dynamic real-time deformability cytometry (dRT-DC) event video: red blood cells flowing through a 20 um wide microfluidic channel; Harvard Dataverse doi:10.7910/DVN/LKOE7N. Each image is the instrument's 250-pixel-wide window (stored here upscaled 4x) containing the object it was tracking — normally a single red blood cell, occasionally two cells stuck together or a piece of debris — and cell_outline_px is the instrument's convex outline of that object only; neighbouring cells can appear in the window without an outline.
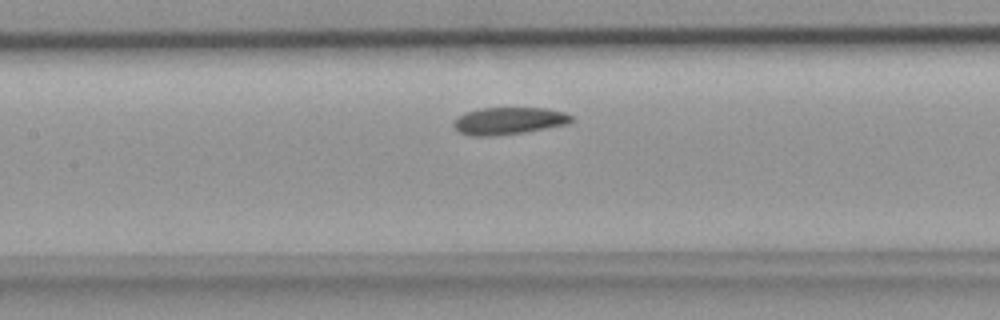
{"species": "common noctule bat (a hibernating species)", "species_latin": "Nyctalus noctula", "temperature_condition": "room temperature", "stored_images_in_passage": 33, "camera_frame_rate_fps": 3000, "um_per_image_px": 0.085, "animal": {"sex": "female", "body_mass_g": 18.4}, "frame": {"image": 1, "passage_image": 12, "time_ms": 3.667, "image_size_px": [1000, 320], "cell_outline_px": [[572, 120], [568, 124], [524, 132], [488, 136], [472, 136], [460, 132], [452, 124], [456, 116], [464, 112], [480, 108], [548, 108], [564, 112], [572, 116]], "centroid_in_image_um": [43.22, 10.26], "position_along_channel_um": 164.2, "area_um2": 18.67}}
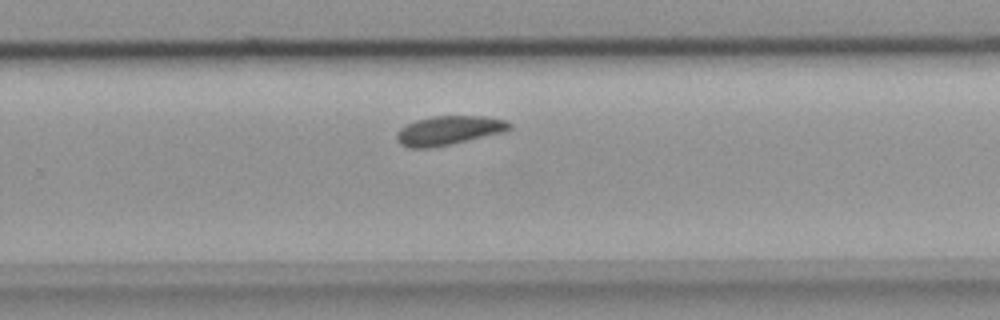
{"frame": {"image": 2, "passage_image": 20, "time_ms": 6.333, "image_size_px": [1000, 320], "cell_outline_px": [[512, 128], [504, 132], [452, 144], [432, 148], [408, 148], [400, 144], [396, 140], [396, 132], [400, 128], [416, 120], [432, 116], [484, 116], [508, 120], [512, 124]], "centroid_in_image_um": [38.15, 11.09], "position_along_channel_um": 291.6, "area_um2": 19.36}}
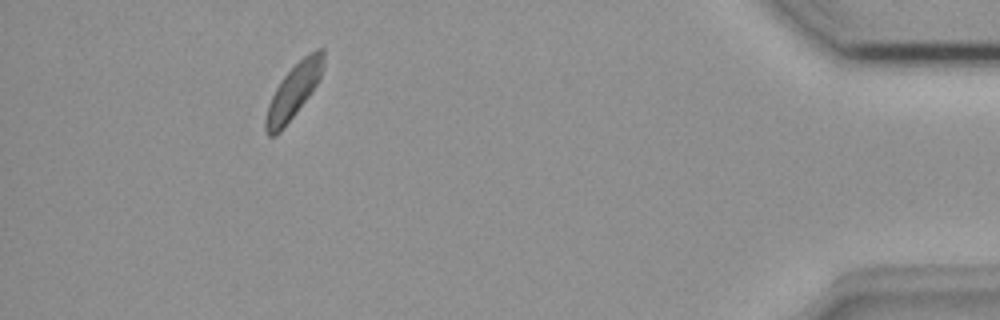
{"frame": {"image": 3, "passage_image": 31, "time_ms": 10.0, "image_size_px": [1000, 320], "cell_outline_px": [[324, 64], [320, 76], [312, 92], [284, 128], [276, 136], [268, 136], [264, 128], [264, 120], [268, 104], [280, 80], [308, 52], [316, 48], [324, 48]], "centroid_in_image_um": [24.94, 7.77], "position_along_channel_um": 410.3, "area_um2": 18.21}}